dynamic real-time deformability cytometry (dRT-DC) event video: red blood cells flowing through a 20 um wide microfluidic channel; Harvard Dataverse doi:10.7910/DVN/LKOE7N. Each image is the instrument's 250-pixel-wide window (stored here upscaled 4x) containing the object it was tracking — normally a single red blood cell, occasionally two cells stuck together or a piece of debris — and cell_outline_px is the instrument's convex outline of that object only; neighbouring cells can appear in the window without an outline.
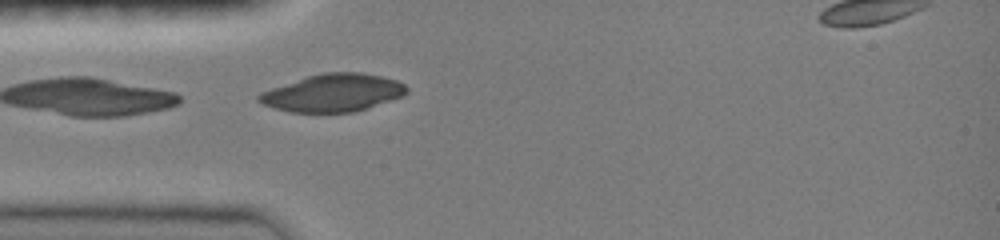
{"species": "common noctule bat (a hibernating species)", "species_latin": "Nyctalus noctula", "temperature_condition": "room temperature", "stored_images_in_passage": 5, "camera_frame_rate_fps": 3000, "um_per_image_px": 0.085, "animal": {"sex": "female", "body_mass_g": 19.0, "forearm_length_mm": 51.5}, "frame": {"image": 1, "passage_image": 5, "time_ms": 1.333, "image_size_px": [1000, 240], "cell_outline_px": [[408, 92], [404, 96], [352, 112], [288, 112], [272, 108], [256, 100], [256, 96], [260, 92], [308, 76], [324, 72], [360, 72], [380, 76], [396, 80], [404, 84], [408, 88]], "centroid_in_image_um": [28.29, 7.89], "position_along_channel_um": 56.7, "area_um2": 32.25}}